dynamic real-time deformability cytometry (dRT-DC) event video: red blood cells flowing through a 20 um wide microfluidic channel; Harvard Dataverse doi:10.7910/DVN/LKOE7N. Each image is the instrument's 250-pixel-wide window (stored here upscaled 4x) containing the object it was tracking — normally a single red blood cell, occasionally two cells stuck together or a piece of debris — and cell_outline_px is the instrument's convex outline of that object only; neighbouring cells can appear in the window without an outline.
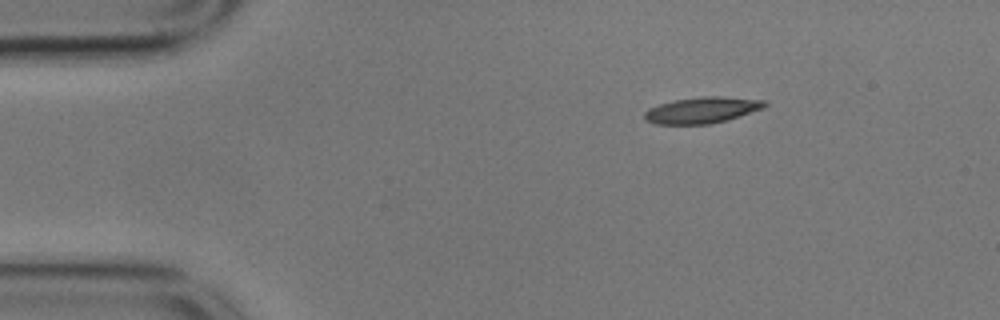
{"species": "common noctule bat (a hibernating species)", "species_latin": "Nyctalus noctula", "temperature_condition": "cold", "stored_images_in_passage": 49, "camera_frame_rate_fps": 3000, "um_per_image_px": 0.085, "animal": {"sex": "male", "body_mass_g": 17.9}, "frame": {"image": 1, "passage_image": 1, "time_ms": 0.0, "image_size_px": [1000, 320], "cell_outline_px": [[768, 104], [764, 108], [728, 120], [708, 124], [656, 124], [644, 120], [644, 112], [648, 108], [660, 104], [676, 100], [704, 96], [720, 96], [764, 100]], "centroid_in_image_um": [59.68, 9.36], "position_along_channel_um": 25.3, "area_um2": 18.32}}
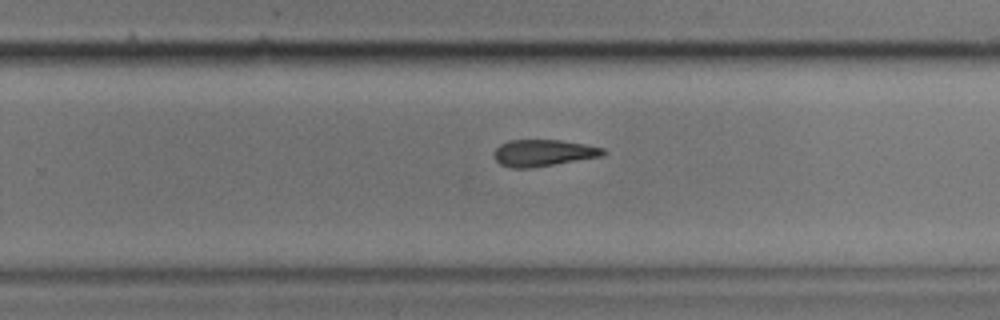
{"frame": {"image": 2, "passage_image": 28, "time_ms": 9.0, "image_size_px": [1000, 320], "cell_outline_px": [[608, 152], [604, 156], [532, 168], [512, 168], [500, 164], [496, 160], [492, 152], [500, 144], [508, 140], [560, 140], [584, 144], [604, 148]], "centroid_in_image_um": [46.19, 13.0], "position_along_channel_um": 283.6, "area_um2": 17.17}}
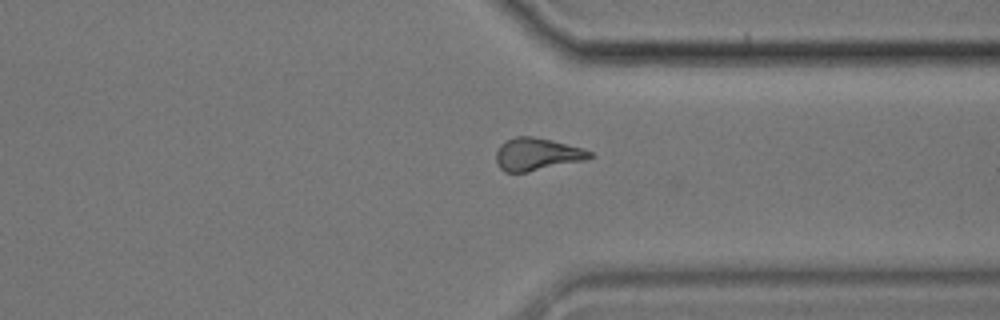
{"frame": {"image": 3, "passage_image": 35, "time_ms": 11.333, "image_size_px": [1000, 320], "cell_outline_px": [[596, 156], [588, 160], [528, 172], [504, 172], [500, 168], [496, 160], [496, 152], [500, 144], [516, 136], [532, 136], [552, 140], [580, 148], [592, 152]], "centroid_in_image_um": [45.67, 13.12], "position_along_channel_um": 365.7, "area_um2": 17.86}}